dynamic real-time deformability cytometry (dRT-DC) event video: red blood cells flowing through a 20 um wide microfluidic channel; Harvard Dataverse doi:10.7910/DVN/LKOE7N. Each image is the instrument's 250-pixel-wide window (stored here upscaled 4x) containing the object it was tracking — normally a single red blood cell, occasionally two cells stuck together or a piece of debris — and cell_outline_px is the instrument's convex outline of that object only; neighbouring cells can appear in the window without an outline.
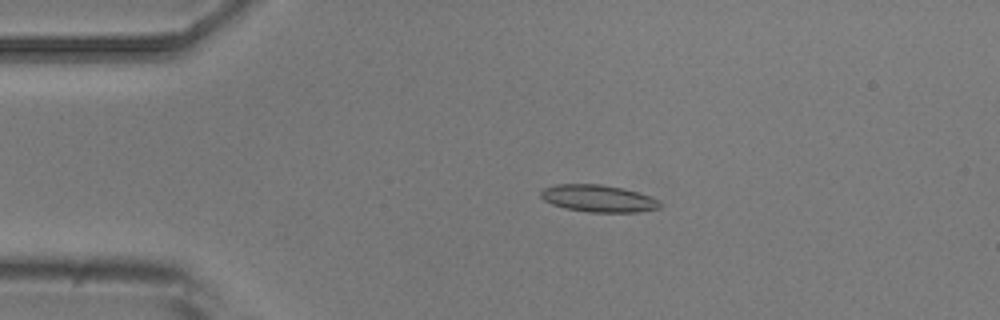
{"species": "common noctule bat (a hibernating species)", "species_latin": "Nyctalus noctula", "temperature_condition": "room temperature", "stored_images_in_passage": 5, "camera_frame_rate_fps": 3000, "um_per_image_px": 0.085, "animal": {"sex": "male", "body_mass_g": 20.5, "forearm_length_mm": 52.5}, "frame": {"image": 1, "passage_image": 4, "time_ms": 3.333, "image_size_px": [1000, 320], "cell_outline_px": [[660, 208], [636, 212], [588, 212], [564, 208], [552, 204], [544, 200], [540, 196], [540, 192], [544, 188], [556, 184], [600, 184], [624, 188], [652, 196], [660, 200]], "centroid_in_image_um": [50.87, 16.86], "position_along_channel_um": 34.1, "area_um2": 18.96}}